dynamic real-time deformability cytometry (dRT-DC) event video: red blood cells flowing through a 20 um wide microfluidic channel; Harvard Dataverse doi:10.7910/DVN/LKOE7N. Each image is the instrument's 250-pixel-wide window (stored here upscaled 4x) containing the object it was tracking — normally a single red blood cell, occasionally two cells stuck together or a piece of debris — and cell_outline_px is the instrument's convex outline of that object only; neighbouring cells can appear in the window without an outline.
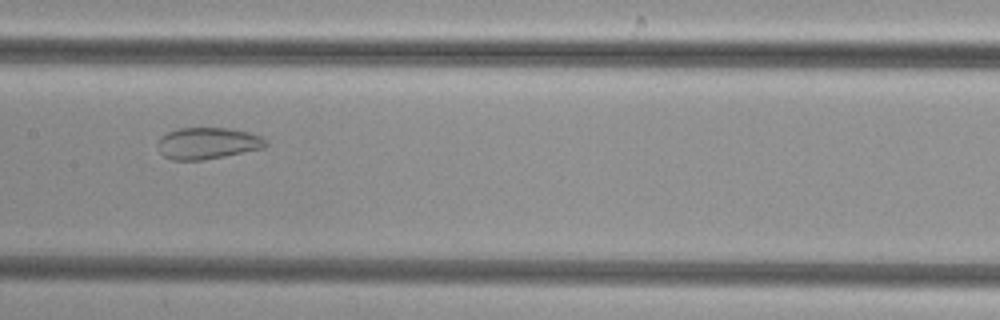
{"species": "common noctule bat (a hibernating species)", "species_latin": "Nyctalus noctula", "temperature_condition": "cold", "stored_images_in_passage": 32, "camera_frame_rate_fps": 3000, "um_per_image_px": 0.085, "animal": {"sex": "female", "body_mass_g": 29.2, "forearm_length_mm": 56.3}, "frame": {"image": 1, "passage_image": 14, "time_ms": 4.333, "image_size_px": [1000, 320], "cell_outline_px": [[268, 144], [264, 148], [204, 160], [172, 160], [164, 156], [160, 152], [156, 144], [160, 136], [168, 132], [180, 128], [232, 128], [248, 132], [260, 136]], "centroid_in_image_um": [17.61, 12.18], "position_along_channel_um": 189.8, "area_um2": 19.94}}
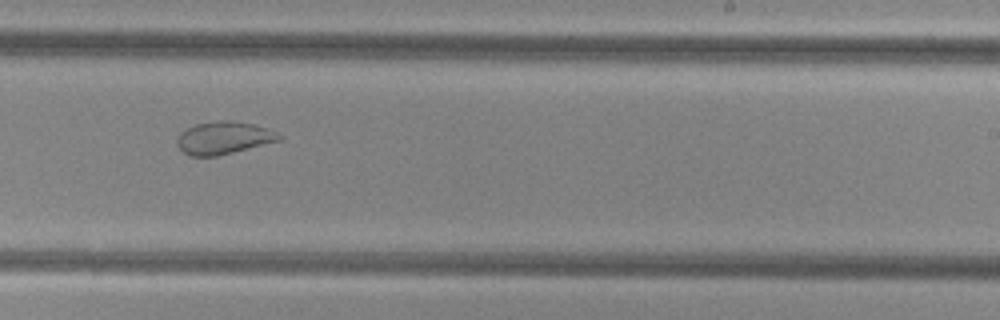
{"frame": {"image": 2, "passage_image": 20, "time_ms": 6.333, "image_size_px": [1000, 320], "cell_outline_px": [[284, 136], [280, 140], [216, 156], [192, 156], [184, 152], [176, 144], [176, 140], [180, 132], [196, 124], [220, 120], [228, 120], [256, 124], [268, 128]], "centroid_in_image_um": [19.02, 11.7], "position_along_channel_um": 270.0, "area_um2": 19.25}}
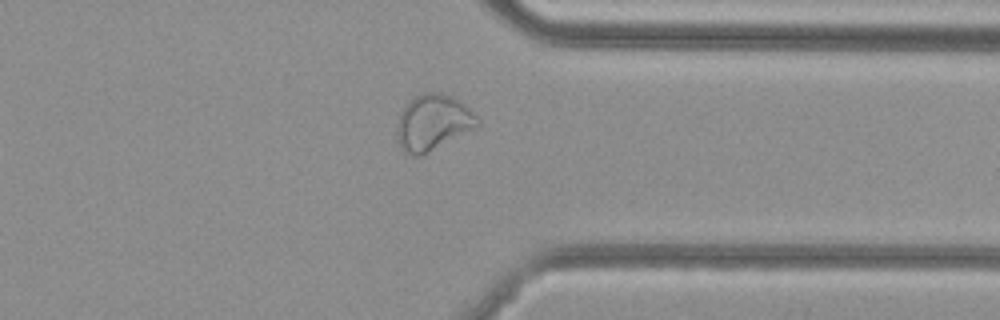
{"frame": {"image": 3, "passage_image": 28, "time_ms": 9.0, "image_size_px": [1000, 320], "cell_outline_px": [[480, 124], [420, 156], [412, 156], [404, 152], [400, 148], [396, 136], [396, 124], [400, 112], [404, 104], [416, 96], [424, 92], [440, 92], [452, 96], [460, 100], [480, 120]], "centroid_in_image_um": [36.73, 10.39], "position_along_channel_um": 374.7, "area_um2": 26.07}}